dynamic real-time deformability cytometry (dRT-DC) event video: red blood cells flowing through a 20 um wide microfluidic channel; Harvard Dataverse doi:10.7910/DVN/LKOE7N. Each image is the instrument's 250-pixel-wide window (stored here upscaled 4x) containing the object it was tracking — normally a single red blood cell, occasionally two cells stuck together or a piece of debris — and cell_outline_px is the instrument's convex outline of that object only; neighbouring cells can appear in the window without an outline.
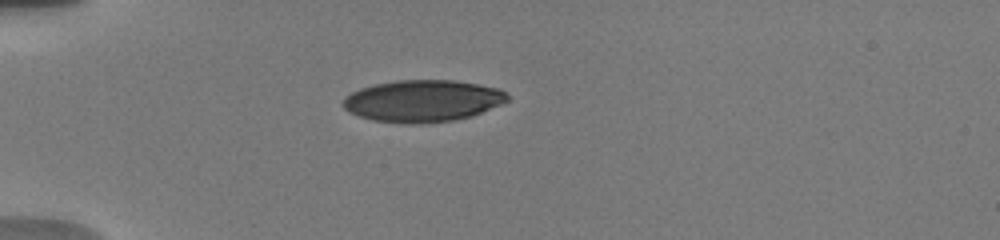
{"species": "human", "species_latin": "Homo sapiens", "temperature_condition": "warm", "stored_images_in_passage": 3, "camera_frame_rate_fps": 3000, "um_per_image_px": 0.085, "donor": {"sex": "male"}, "frame": {"image": 1, "passage_image": 1, "time_ms": 0.0, "image_size_px": [1000, 240], "cell_outline_px": [[508, 100], [500, 104], [472, 116], [452, 120], [420, 124], [412, 124], [372, 120], [348, 112], [340, 104], [352, 92], [360, 88], [376, 84], [396, 80], [456, 80], [496, 88], [508, 92]], "centroid_in_image_um": [35.91, 8.57], "position_along_channel_um": 49.1, "area_um2": 39.94}}
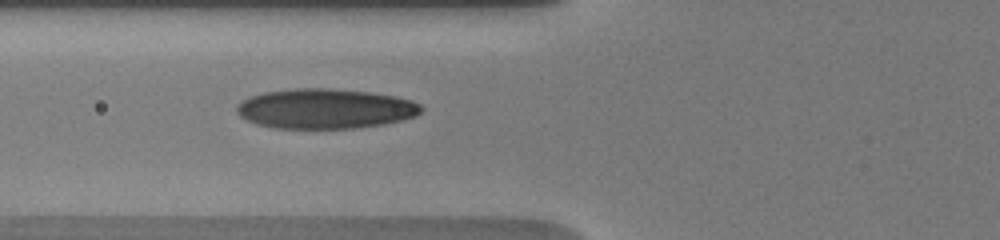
{"frame": {"image": 2, "passage_image": 3, "time_ms": 2.0, "image_size_px": [1000, 240], "cell_outline_px": [[424, 108], [416, 116], [404, 120], [384, 124], [352, 128], [276, 128], [256, 124], [240, 116], [236, 112], [236, 108], [244, 100], [252, 96], [264, 92], [292, 88], [328, 88], [368, 92], [396, 96], [412, 100], [420, 104]], "centroid_in_image_um": [27.68, 9.24], "position_along_channel_um": 98.1, "area_um2": 42.89}}